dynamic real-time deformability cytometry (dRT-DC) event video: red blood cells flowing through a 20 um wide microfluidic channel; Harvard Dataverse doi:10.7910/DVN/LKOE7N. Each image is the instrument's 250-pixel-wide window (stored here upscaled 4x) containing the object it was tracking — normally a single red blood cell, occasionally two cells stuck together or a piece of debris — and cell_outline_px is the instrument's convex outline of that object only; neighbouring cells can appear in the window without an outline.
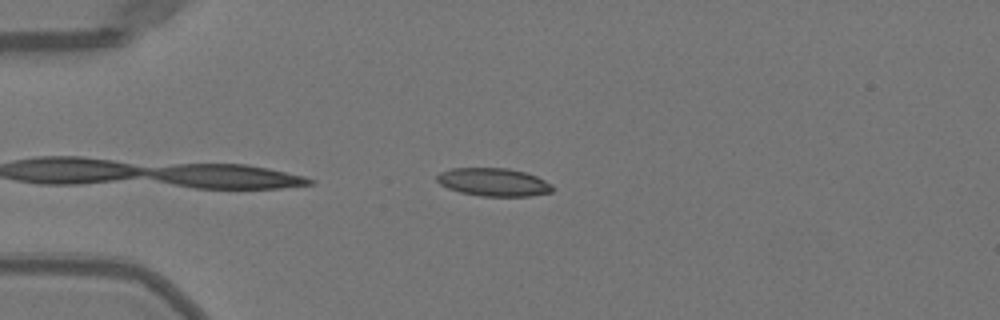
{"species": "Egyptian fruit bat (a non-hibernating species)", "species_latin": "Rousettus aegyptiacus", "temperature_condition": "warm", "stored_images_in_passage": 14, "camera_frame_rate_fps": 3000, "um_per_image_px": 0.085, "animal": {"sex": "female"}, "frame": {"image": 1, "passage_image": 5, "time_ms": 1.333, "image_size_px": [1000, 320], "cell_outline_px": [[552, 192], [528, 196], [480, 196], [460, 192], [448, 188], [440, 184], [436, 180], [436, 176], [440, 172], [452, 168], [508, 168], [524, 172], [536, 176], [552, 184]], "centroid_in_image_um": [41.93, 15.48], "position_along_channel_um": 43.1, "area_um2": 18.84}}